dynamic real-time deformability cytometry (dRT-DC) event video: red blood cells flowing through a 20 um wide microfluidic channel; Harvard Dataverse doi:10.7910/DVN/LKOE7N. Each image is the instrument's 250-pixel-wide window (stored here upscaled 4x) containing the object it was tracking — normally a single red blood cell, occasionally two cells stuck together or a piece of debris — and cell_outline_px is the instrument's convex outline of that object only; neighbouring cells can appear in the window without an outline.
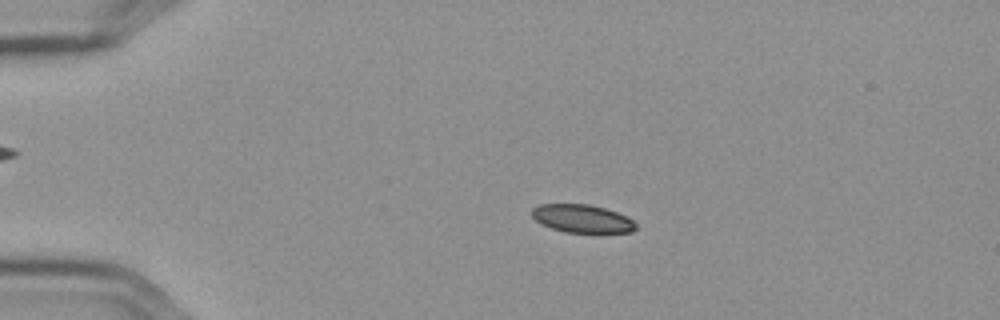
{"species": "Egyptian fruit bat (a non-hibernating species)", "species_latin": "Rousettus aegyptiacus", "temperature_condition": "cold", "stored_images_in_passage": 58, "camera_frame_rate_fps": 3000, "um_per_image_px": 0.085, "frame": {"image": 1, "passage_image": 13, "time_ms": 4.0, "image_size_px": [1000, 320], "cell_outline_px": [[636, 228], [632, 232], [564, 232], [552, 228], [536, 220], [532, 216], [532, 208], [540, 204], [588, 204], [604, 208], [616, 212], [632, 220], [636, 224]], "centroid_in_image_um": [49.47, 18.57], "position_along_channel_um": 35.5, "area_um2": 16.7}}
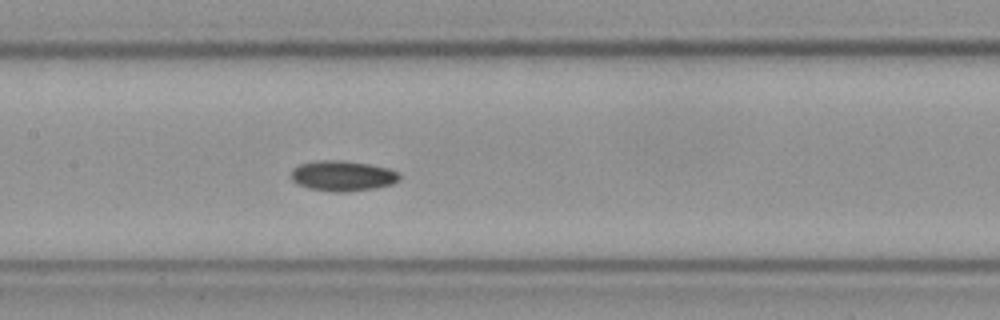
{"frame": {"image": 2, "passage_image": 29, "time_ms": 9.333, "image_size_px": [1000, 320], "cell_outline_px": [[400, 180], [392, 184], [376, 188], [344, 192], [332, 192], [308, 188], [296, 184], [292, 180], [292, 168], [300, 164], [320, 160], [340, 160], [368, 164], [388, 168], [400, 172]], "centroid_in_image_um": [29.13, 14.95], "position_along_channel_um": 178.3, "area_um2": 19.31}}
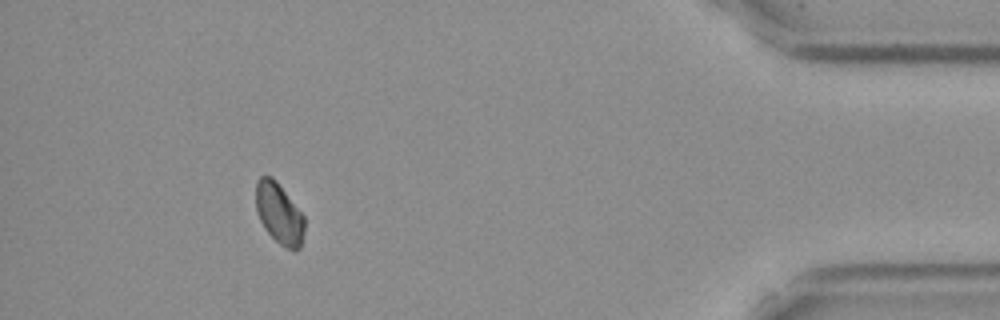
{"frame": {"image": 3, "passage_image": 53, "time_ms": 17.333, "image_size_px": [1000, 320], "cell_outline_px": [[304, 232], [300, 248], [288, 248], [280, 244], [264, 228], [256, 212], [256, 180], [260, 176], [272, 176], [276, 180], [304, 216]], "centroid_in_image_um": [23.71, 18.11], "position_along_channel_um": 411.5, "area_um2": 17.05}}